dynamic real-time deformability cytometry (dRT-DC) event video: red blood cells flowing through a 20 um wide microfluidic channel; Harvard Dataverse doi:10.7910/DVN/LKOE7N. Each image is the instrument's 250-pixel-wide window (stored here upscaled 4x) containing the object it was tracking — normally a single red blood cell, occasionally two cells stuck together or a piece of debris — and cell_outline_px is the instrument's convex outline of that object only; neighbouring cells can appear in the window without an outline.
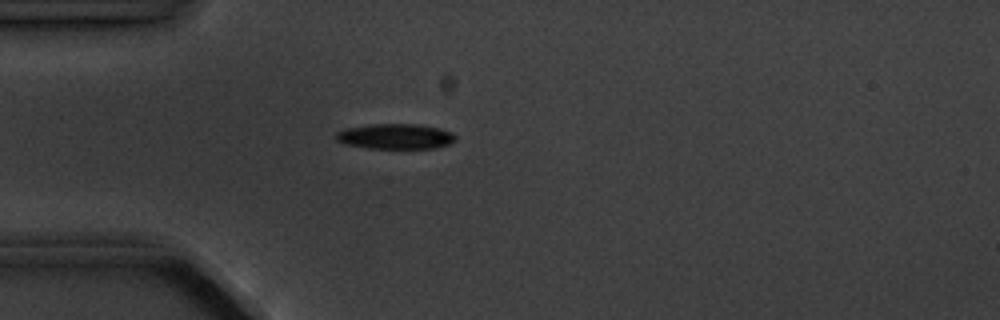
{"species": "common noctule bat (a hibernating species)", "species_latin": "Nyctalus noctula", "temperature_condition": "cold", "stored_images_in_passage": 6, "camera_frame_rate_fps": 3000, "um_per_image_px": 0.085, "animal": {"sex": "male", "body_mass_g": 20.1, "forearm_length_mm": 53.5}, "frame": {"image": 1, "passage_image": 5, "time_ms": 4.667, "image_size_px": [1000, 320], "cell_outline_px": [[456, 140], [448, 144], [436, 148], [368, 148], [344, 144], [336, 140], [336, 132], [344, 128], [372, 124], [420, 124], [440, 128], [452, 132], [456, 136]], "centroid_in_image_um": [33.61, 11.59], "position_along_channel_um": 51.4, "area_um2": 17.74}}